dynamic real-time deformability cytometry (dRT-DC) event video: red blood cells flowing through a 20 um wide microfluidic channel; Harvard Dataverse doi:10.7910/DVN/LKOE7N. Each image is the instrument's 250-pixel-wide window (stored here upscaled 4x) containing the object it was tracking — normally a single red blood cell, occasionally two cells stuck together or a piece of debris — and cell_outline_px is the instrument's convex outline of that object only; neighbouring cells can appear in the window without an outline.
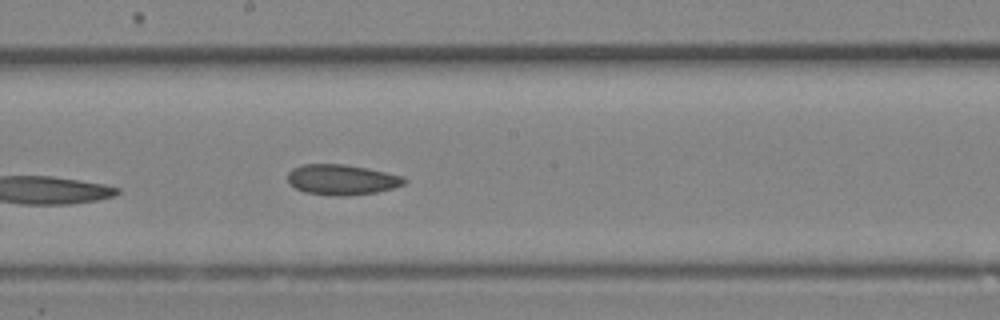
{"species": "Egyptian fruit bat (a non-hibernating species)", "species_latin": "Rousettus aegyptiacus", "temperature_condition": "room temperature", "stored_images_in_passage": 12, "camera_frame_rate_fps": 3000, "um_per_image_px": 0.085, "animal": {"sex": "female"}, "frame": {"image": 1, "passage_image": 12, "time_ms": 3.667, "image_size_px": [1000, 320], "cell_outline_px": [[408, 180], [404, 184], [392, 188], [376, 192], [348, 196], [332, 196], [304, 192], [288, 184], [288, 172], [292, 168], [300, 164], [344, 164], [368, 168], [404, 176]], "centroid_in_image_um": [29.04, 15.27], "position_along_channel_um": 219.2, "area_um2": 20.92}}